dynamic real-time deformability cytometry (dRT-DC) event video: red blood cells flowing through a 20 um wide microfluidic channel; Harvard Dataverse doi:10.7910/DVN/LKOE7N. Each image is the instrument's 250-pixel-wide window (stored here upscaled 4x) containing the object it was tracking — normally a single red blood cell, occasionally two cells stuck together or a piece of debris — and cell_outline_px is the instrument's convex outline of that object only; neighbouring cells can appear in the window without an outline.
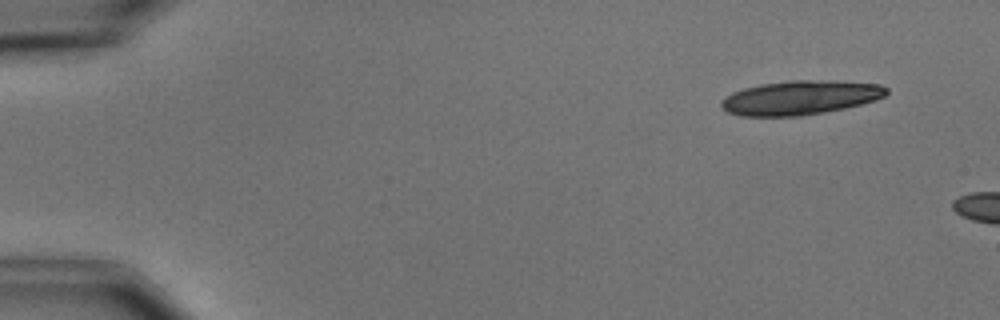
{"species": "common noctule bat (a hibernating species)", "species_latin": "Nyctalus noctula", "temperature_condition": "cold", "stored_images_in_passage": 2, "camera_frame_rate_fps": 3000, "um_per_image_px": 0.085, "animal": {"sex": "male", "body_mass_g": 15.6}, "frame": {"image": 1, "passage_image": 1, "time_ms": 0.0, "image_size_px": [1000, 320], "cell_outline_px": [[888, 92], [884, 96], [876, 100], [844, 108], [824, 112], [800, 116], [740, 116], [728, 112], [720, 104], [720, 100], [732, 92], [744, 88], [760, 84], [792, 80], [808, 80], [880, 84], [888, 88]], "centroid_in_image_um": [67.98, 8.31], "position_along_channel_um": 17.0, "area_um2": 32.6}}